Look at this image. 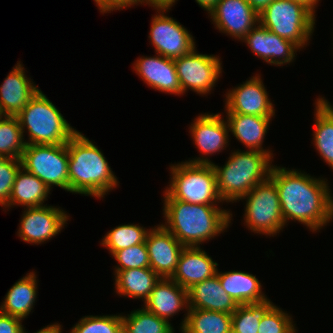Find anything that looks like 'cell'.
<instances>
[{"instance_id": "cb8c5ba5", "label": "cell", "mask_w": 333, "mask_h": 333, "mask_svg": "<svg viewBox=\"0 0 333 333\" xmlns=\"http://www.w3.org/2000/svg\"><path fill=\"white\" fill-rule=\"evenodd\" d=\"M217 276L223 290L233 298L238 305L260 303L266 301L267 295L263 293L260 281L253 275L244 271L220 272Z\"/></svg>"}, {"instance_id": "7bdbcfd3", "label": "cell", "mask_w": 333, "mask_h": 333, "mask_svg": "<svg viewBox=\"0 0 333 333\" xmlns=\"http://www.w3.org/2000/svg\"><path fill=\"white\" fill-rule=\"evenodd\" d=\"M195 1L202 9L207 11V14H209L210 11L216 6L219 0H195Z\"/></svg>"}, {"instance_id": "836d02e7", "label": "cell", "mask_w": 333, "mask_h": 333, "mask_svg": "<svg viewBox=\"0 0 333 333\" xmlns=\"http://www.w3.org/2000/svg\"><path fill=\"white\" fill-rule=\"evenodd\" d=\"M68 333H122L121 314L87 315L71 327Z\"/></svg>"}, {"instance_id": "d590c367", "label": "cell", "mask_w": 333, "mask_h": 333, "mask_svg": "<svg viewBox=\"0 0 333 333\" xmlns=\"http://www.w3.org/2000/svg\"><path fill=\"white\" fill-rule=\"evenodd\" d=\"M113 257L118 263L114 267V271L150 267L148 249L145 242L116 251L112 255Z\"/></svg>"}, {"instance_id": "e0dca14e", "label": "cell", "mask_w": 333, "mask_h": 333, "mask_svg": "<svg viewBox=\"0 0 333 333\" xmlns=\"http://www.w3.org/2000/svg\"><path fill=\"white\" fill-rule=\"evenodd\" d=\"M145 243L150 268L161 278H171L184 246L162 224L150 228Z\"/></svg>"}, {"instance_id": "60d3db41", "label": "cell", "mask_w": 333, "mask_h": 333, "mask_svg": "<svg viewBox=\"0 0 333 333\" xmlns=\"http://www.w3.org/2000/svg\"><path fill=\"white\" fill-rule=\"evenodd\" d=\"M252 8L260 15V13L273 1V0H247Z\"/></svg>"}, {"instance_id": "7402d4cb", "label": "cell", "mask_w": 333, "mask_h": 333, "mask_svg": "<svg viewBox=\"0 0 333 333\" xmlns=\"http://www.w3.org/2000/svg\"><path fill=\"white\" fill-rule=\"evenodd\" d=\"M189 309L233 314L238 304L222 288L217 273L188 289Z\"/></svg>"}, {"instance_id": "8992f818", "label": "cell", "mask_w": 333, "mask_h": 333, "mask_svg": "<svg viewBox=\"0 0 333 333\" xmlns=\"http://www.w3.org/2000/svg\"><path fill=\"white\" fill-rule=\"evenodd\" d=\"M170 183L164 190L171 198L191 204L223 203L217 191L216 173L212 164L186 161L170 165Z\"/></svg>"}, {"instance_id": "b9f144b4", "label": "cell", "mask_w": 333, "mask_h": 333, "mask_svg": "<svg viewBox=\"0 0 333 333\" xmlns=\"http://www.w3.org/2000/svg\"><path fill=\"white\" fill-rule=\"evenodd\" d=\"M62 327L63 326L60 325V323H54V324L47 325V326L39 329V331L34 332V333H62V331H63ZM23 333H27L26 330H24Z\"/></svg>"}, {"instance_id": "1f68e13d", "label": "cell", "mask_w": 333, "mask_h": 333, "mask_svg": "<svg viewBox=\"0 0 333 333\" xmlns=\"http://www.w3.org/2000/svg\"><path fill=\"white\" fill-rule=\"evenodd\" d=\"M26 147L16 116L0 115V157L20 159Z\"/></svg>"}, {"instance_id": "484cf974", "label": "cell", "mask_w": 333, "mask_h": 333, "mask_svg": "<svg viewBox=\"0 0 333 333\" xmlns=\"http://www.w3.org/2000/svg\"><path fill=\"white\" fill-rule=\"evenodd\" d=\"M115 292L118 296L142 299L145 302L160 276L150 267L114 271Z\"/></svg>"}, {"instance_id": "d6a6232c", "label": "cell", "mask_w": 333, "mask_h": 333, "mask_svg": "<svg viewBox=\"0 0 333 333\" xmlns=\"http://www.w3.org/2000/svg\"><path fill=\"white\" fill-rule=\"evenodd\" d=\"M273 306L269 298L260 303L238 305L232 314V333H258L260 320Z\"/></svg>"}, {"instance_id": "9c48e42d", "label": "cell", "mask_w": 333, "mask_h": 333, "mask_svg": "<svg viewBox=\"0 0 333 333\" xmlns=\"http://www.w3.org/2000/svg\"><path fill=\"white\" fill-rule=\"evenodd\" d=\"M20 160L26 171L37 176L50 189L55 185L69 192L67 143L61 145L28 144Z\"/></svg>"}, {"instance_id": "f546056e", "label": "cell", "mask_w": 333, "mask_h": 333, "mask_svg": "<svg viewBox=\"0 0 333 333\" xmlns=\"http://www.w3.org/2000/svg\"><path fill=\"white\" fill-rule=\"evenodd\" d=\"M142 308V309H141ZM122 315V333H174L173 325L157 315L147 311L143 306Z\"/></svg>"}, {"instance_id": "52a82bcc", "label": "cell", "mask_w": 333, "mask_h": 333, "mask_svg": "<svg viewBox=\"0 0 333 333\" xmlns=\"http://www.w3.org/2000/svg\"><path fill=\"white\" fill-rule=\"evenodd\" d=\"M315 22V15L307 7L291 0H273L259 15L263 27L300 49L310 43Z\"/></svg>"}, {"instance_id": "f35d334b", "label": "cell", "mask_w": 333, "mask_h": 333, "mask_svg": "<svg viewBox=\"0 0 333 333\" xmlns=\"http://www.w3.org/2000/svg\"><path fill=\"white\" fill-rule=\"evenodd\" d=\"M22 319L0 312V333H23Z\"/></svg>"}, {"instance_id": "74e56055", "label": "cell", "mask_w": 333, "mask_h": 333, "mask_svg": "<svg viewBox=\"0 0 333 333\" xmlns=\"http://www.w3.org/2000/svg\"><path fill=\"white\" fill-rule=\"evenodd\" d=\"M100 13H111L139 5L138 0H94Z\"/></svg>"}, {"instance_id": "4316f807", "label": "cell", "mask_w": 333, "mask_h": 333, "mask_svg": "<svg viewBox=\"0 0 333 333\" xmlns=\"http://www.w3.org/2000/svg\"><path fill=\"white\" fill-rule=\"evenodd\" d=\"M51 189L37 176L21 167L16 175L9 198V209L15 206L39 207L51 193Z\"/></svg>"}, {"instance_id": "8fae6325", "label": "cell", "mask_w": 333, "mask_h": 333, "mask_svg": "<svg viewBox=\"0 0 333 333\" xmlns=\"http://www.w3.org/2000/svg\"><path fill=\"white\" fill-rule=\"evenodd\" d=\"M156 10L148 36L155 53L173 60L190 53L196 47L190 31L173 17L167 16L169 9Z\"/></svg>"}, {"instance_id": "7c38bea8", "label": "cell", "mask_w": 333, "mask_h": 333, "mask_svg": "<svg viewBox=\"0 0 333 333\" xmlns=\"http://www.w3.org/2000/svg\"><path fill=\"white\" fill-rule=\"evenodd\" d=\"M57 206L27 207L22 211L18 237L32 245H40L61 233L70 219L67 211Z\"/></svg>"}, {"instance_id": "4fadbf2b", "label": "cell", "mask_w": 333, "mask_h": 333, "mask_svg": "<svg viewBox=\"0 0 333 333\" xmlns=\"http://www.w3.org/2000/svg\"><path fill=\"white\" fill-rule=\"evenodd\" d=\"M222 115L221 113H201L194 118L189 126V133L201 156L195 159L190 158L186 162L212 164L213 162L208 157L226 150L230 139L229 126Z\"/></svg>"}, {"instance_id": "5bb4252c", "label": "cell", "mask_w": 333, "mask_h": 333, "mask_svg": "<svg viewBox=\"0 0 333 333\" xmlns=\"http://www.w3.org/2000/svg\"><path fill=\"white\" fill-rule=\"evenodd\" d=\"M261 74L249 77L243 84L226 92V114H245L260 117H275L274 104L269 98Z\"/></svg>"}, {"instance_id": "3957f363", "label": "cell", "mask_w": 333, "mask_h": 333, "mask_svg": "<svg viewBox=\"0 0 333 333\" xmlns=\"http://www.w3.org/2000/svg\"><path fill=\"white\" fill-rule=\"evenodd\" d=\"M67 150L70 193L101 200L119 186L102 151L84 134L78 131L67 142Z\"/></svg>"}, {"instance_id": "6da1fadb", "label": "cell", "mask_w": 333, "mask_h": 333, "mask_svg": "<svg viewBox=\"0 0 333 333\" xmlns=\"http://www.w3.org/2000/svg\"><path fill=\"white\" fill-rule=\"evenodd\" d=\"M270 178L279 194L285 226L297 221L316 233L333 220V194L326 178L273 165Z\"/></svg>"}, {"instance_id": "8d00e7d4", "label": "cell", "mask_w": 333, "mask_h": 333, "mask_svg": "<svg viewBox=\"0 0 333 333\" xmlns=\"http://www.w3.org/2000/svg\"><path fill=\"white\" fill-rule=\"evenodd\" d=\"M22 167L20 159L0 157V206L9 211V198L19 169Z\"/></svg>"}, {"instance_id": "f1b7e54d", "label": "cell", "mask_w": 333, "mask_h": 333, "mask_svg": "<svg viewBox=\"0 0 333 333\" xmlns=\"http://www.w3.org/2000/svg\"><path fill=\"white\" fill-rule=\"evenodd\" d=\"M232 314L189 309L181 333H232Z\"/></svg>"}, {"instance_id": "d4e9b609", "label": "cell", "mask_w": 333, "mask_h": 333, "mask_svg": "<svg viewBox=\"0 0 333 333\" xmlns=\"http://www.w3.org/2000/svg\"><path fill=\"white\" fill-rule=\"evenodd\" d=\"M35 271L20 278L8 290L0 305V312L24 320L33 311L38 292V280Z\"/></svg>"}, {"instance_id": "603a6c76", "label": "cell", "mask_w": 333, "mask_h": 333, "mask_svg": "<svg viewBox=\"0 0 333 333\" xmlns=\"http://www.w3.org/2000/svg\"><path fill=\"white\" fill-rule=\"evenodd\" d=\"M273 118L245 114H227L225 119L229 126V132L247 150L266 152L273 158L274 154L272 150L262 147L269 129L268 127Z\"/></svg>"}, {"instance_id": "ac0fdd59", "label": "cell", "mask_w": 333, "mask_h": 333, "mask_svg": "<svg viewBox=\"0 0 333 333\" xmlns=\"http://www.w3.org/2000/svg\"><path fill=\"white\" fill-rule=\"evenodd\" d=\"M143 307L168 322L171 317L179 314L180 310L185 309V317L180 323L179 330H181L189 310L188 290L179 286L171 278H160Z\"/></svg>"}, {"instance_id": "d6986e66", "label": "cell", "mask_w": 333, "mask_h": 333, "mask_svg": "<svg viewBox=\"0 0 333 333\" xmlns=\"http://www.w3.org/2000/svg\"><path fill=\"white\" fill-rule=\"evenodd\" d=\"M155 54L151 57H138L133 63V71L145 84L156 91L182 95L174 60Z\"/></svg>"}, {"instance_id": "ee69618b", "label": "cell", "mask_w": 333, "mask_h": 333, "mask_svg": "<svg viewBox=\"0 0 333 333\" xmlns=\"http://www.w3.org/2000/svg\"><path fill=\"white\" fill-rule=\"evenodd\" d=\"M291 1L301 3L302 5L307 7L316 16L315 12H316V8L318 6V2L320 0H291Z\"/></svg>"}, {"instance_id": "f6af8a7d", "label": "cell", "mask_w": 333, "mask_h": 333, "mask_svg": "<svg viewBox=\"0 0 333 333\" xmlns=\"http://www.w3.org/2000/svg\"><path fill=\"white\" fill-rule=\"evenodd\" d=\"M332 108H333V105L324 97H322Z\"/></svg>"}, {"instance_id": "44dd1931", "label": "cell", "mask_w": 333, "mask_h": 333, "mask_svg": "<svg viewBox=\"0 0 333 333\" xmlns=\"http://www.w3.org/2000/svg\"><path fill=\"white\" fill-rule=\"evenodd\" d=\"M218 263L201 247H184L171 279L188 290L216 274Z\"/></svg>"}, {"instance_id": "7a4b0ae2", "label": "cell", "mask_w": 333, "mask_h": 333, "mask_svg": "<svg viewBox=\"0 0 333 333\" xmlns=\"http://www.w3.org/2000/svg\"><path fill=\"white\" fill-rule=\"evenodd\" d=\"M162 225L184 247H200L205 241L219 236L229 228L232 219L230 209L218 205L191 204L171 198L163 191Z\"/></svg>"}, {"instance_id": "4dcf8cb0", "label": "cell", "mask_w": 333, "mask_h": 333, "mask_svg": "<svg viewBox=\"0 0 333 333\" xmlns=\"http://www.w3.org/2000/svg\"><path fill=\"white\" fill-rule=\"evenodd\" d=\"M149 230L139 223L121 224L108 231L100 244L113 255L116 251L144 243Z\"/></svg>"}, {"instance_id": "ffe728a7", "label": "cell", "mask_w": 333, "mask_h": 333, "mask_svg": "<svg viewBox=\"0 0 333 333\" xmlns=\"http://www.w3.org/2000/svg\"><path fill=\"white\" fill-rule=\"evenodd\" d=\"M0 85V115L17 116L40 89L27 76L21 61Z\"/></svg>"}, {"instance_id": "9a60e30c", "label": "cell", "mask_w": 333, "mask_h": 333, "mask_svg": "<svg viewBox=\"0 0 333 333\" xmlns=\"http://www.w3.org/2000/svg\"><path fill=\"white\" fill-rule=\"evenodd\" d=\"M208 15L220 33L237 41L259 23V14L247 0H219Z\"/></svg>"}, {"instance_id": "5b68a950", "label": "cell", "mask_w": 333, "mask_h": 333, "mask_svg": "<svg viewBox=\"0 0 333 333\" xmlns=\"http://www.w3.org/2000/svg\"><path fill=\"white\" fill-rule=\"evenodd\" d=\"M16 117L23 136L28 132L29 138L25 140L26 145L66 144L78 132L70 126L60 110L41 89Z\"/></svg>"}, {"instance_id": "30bf717a", "label": "cell", "mask_w": 333, "mask_h": 333, "mask_svg": "<svg viewBox=\"0 0 333 333\" xmlns=\"http://www.w3.org/2000/svg\"><path fill=\"white\" fill-rule=\"evenodd\" d=\"M195 47L190 53L174 60L181 86L182 95L187 91L199 95L211 94L222 74V61L218 55L197 52Z\"/></svg>"}, {"instance_id": "e575fe53", "label": "cell", "mask_w": 333, "mask_h": 333, "mask_svg": "<svg viewBox=\"0 0 333 333\" xmlns=\"http://www.w3.org/2000/svg\"><path fill=\"white\" fill-rule=\"evenodd\" d=\"M296 324L285 310L274 305L260 320L258 333H297Z\"/></svg>"}, {"instance_id": "83f0119b", "label": "cell", "mask_w": 333, "mask_h": 333, "mask_svg": "<svg viewBox=\"0 0 333 333\" xmlns=\"http://www.w3.org/2000/svg\"><path fill=\"white\" fill-rule=\"evenodd\" d=\"M313 145L321 159L333 170V108L322 98L314 103Z\"/></svg>"}, {"instance_id": "277c9868", "label": "cell", "mask_w": 333, "mask_h": 333, "mask_svg": "<svg viewBox=\"0 0 333 333\" xmlns=\"http://www.w3.org/2000/svg\"><path fill=\"white\" fill-rule=\"evenodd\" d=\"M274 159L257 150H232L225 165L212 163L217 191L223 202L234 203L270 177Z\"/></svg>"}, {"instance_id": "2e32d148", "label": "cell", "mask_w": 333, "mask_h": 333, "mask_svg": "<svg viewBox=\"0 0 333 333\" xmlns=\"http://www.w3.org/2000/svg\"><path fill=\"white\" fill-rule=\"evenodd\" d=\"M247 44L256 57L269 65L282 66L293 63L297 51L301 50L295 43L272 33L258 23L241 40Z\"/></svg>"}, {"instance_id": "ba28073f", "label": "cell", "mask_w": 333, "mask_h": 333, "mask_svg": "<svg viewBox=\"0 0 333 333\" xmlns=\"http://www.w3.org/2000/svg\"><path fill=\"white\" fill-rule=\"evenodd\" d=\"M240 200H245L244 226L253 233L274 237L285 227L281 213L279 194L269 177L257 184Z\"/></svg>"}, {"instance_id": "ab89813d", "label": "cell", "mask_w": 333, "mask_h": 333, "mask_svg": "<svg viewBox=\"0 0 333 333\" xmlns=\"http://www.w3.org/2000/svg\"><path fill=\"white\" fill-rule=\"evenodd\" d=\"M178 0H138L139 4L148 5L156 9H171Z\"/></svg>"}]
</instances>
